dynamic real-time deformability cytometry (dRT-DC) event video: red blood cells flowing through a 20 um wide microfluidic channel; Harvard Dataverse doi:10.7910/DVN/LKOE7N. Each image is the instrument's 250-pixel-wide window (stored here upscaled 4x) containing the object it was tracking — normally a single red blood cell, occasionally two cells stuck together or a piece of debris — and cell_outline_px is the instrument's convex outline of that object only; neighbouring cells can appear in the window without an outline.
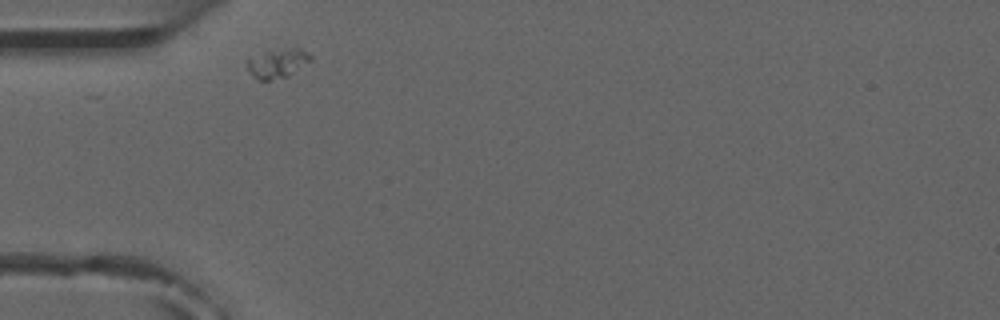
{"species": "common noctule bat (a hibernating species)", "species_latin": "Nyctalus noctula", "temperature_condition": "room temperature", "stored_images_in_passage": 2, "camera_frame_rate_fps": 3000, "um_per_image_px": 0.085, "animal": {"sex": "male", "forearm_length_mm": 52.5}, "frame": {"image": 1, "passage_image": 1, "time_ms": 0.0, "image_size_px": [1000, 320], "cell_outline_px": [[312, 60], [288, 76], [268, 80], [260, 80], [248, 72], [248, 60], [268, 52], [296, 44], [308, 52], [312, 56]], "centroid_in_image_um": [23.7, 5.34], "position_along_channel_um": 61.3, "area_um2": 10.75}}